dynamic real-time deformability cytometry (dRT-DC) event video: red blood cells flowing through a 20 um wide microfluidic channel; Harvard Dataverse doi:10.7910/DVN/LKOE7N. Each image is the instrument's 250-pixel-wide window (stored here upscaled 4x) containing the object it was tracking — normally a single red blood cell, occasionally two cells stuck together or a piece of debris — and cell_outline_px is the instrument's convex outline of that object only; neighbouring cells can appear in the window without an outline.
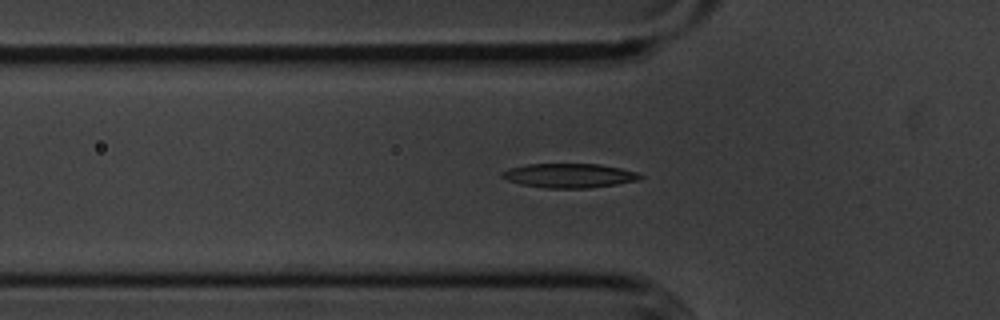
{"species": "common noctule bat (a hibernating species)", "species_latin": "Nyctalus noctula", "temperature_condition": "cold", "stored_images_in_passage": 52, "camera_frame_rate_fps": 3000, "um_per_image_px": 0.085, "animal": {"sex": "male", "body_mass_g": 20.1, "forearm_length_mm": 53.5}, "frame": {"image": 1, "passage_image": 19, "time_ms": 6.0, "image_size_px": [1000, 320], "cell_outline_px": [[644, 176], [640, 180], [616, 184], [588, 188], [544, 188], [520, 184], [508, 180], [500, 176], [500, 172], [508, 168], [528, 164], [600, 164], [620, 168], [636, 172]], "centroid_in_image_um": [48.36, 14.92], "position_along_channel_um": 77.4, "area_um2": 19.59}}
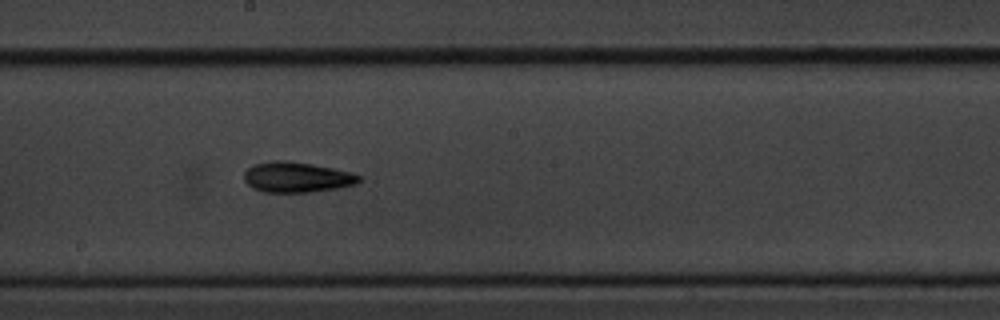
{"frame": {"image": 2, "passage_image": 31, "time_ms": 10.0, "image_size_px": [1000, 320], "cell_outline_px": [[360, 180], [356, 184], [336, 188], [308, 192], [264, 192], [252, 188], [244, 180], [244, 172], [248, 168], [256, 164], [272, 160], [288, 160], [312, 164], [332, 168], [348, 172], [360, 176]], "centroid_in_image_um": [25.18, 15.06], "position_along_channel_um": 223.0, "area_um2": 20.17}}
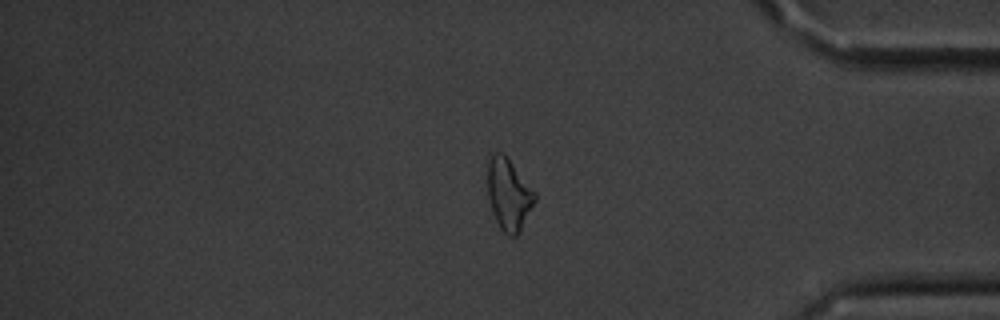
{"frame": {"image": 3, "passage_image": 47, "time_ms": 15.333, "image_size_px": [1000, 320], "cell_outline_px": [[536, 200], [520, 232], [516, 236], [508, 236], [500, 228], [496, 220], [488, 196], [488, 160], [496, 152], [504, 152], [536, 192]], "centroid_in_image_um": [43.27, 16.51], "position_along_channel_um": 391.9, "area_um2": 19.71}}